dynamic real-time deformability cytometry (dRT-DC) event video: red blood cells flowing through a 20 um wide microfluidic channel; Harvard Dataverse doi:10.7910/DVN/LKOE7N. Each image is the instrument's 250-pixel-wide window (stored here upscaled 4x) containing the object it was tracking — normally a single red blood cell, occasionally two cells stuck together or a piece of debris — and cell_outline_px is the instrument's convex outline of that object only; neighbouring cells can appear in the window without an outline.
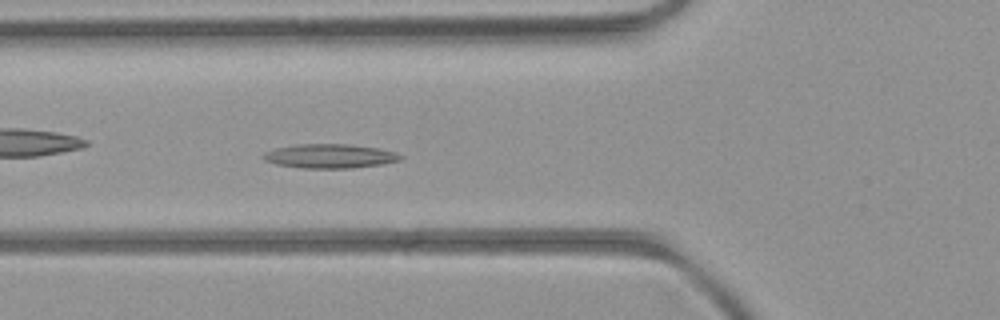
{"species": "common noctule bat (a hibernating species)", "species_latin": "Nyctalus noctula", "temperature_condition": "room temperature", "stored_images_in_passage": 52, "camera_frame_rate_fps": 3000, "um_per_image_px": 0.085, "animal": {"sex": "female", "body_mass_g": 21.9}, "frame": {"image": 1, "passage_image": 18, "time_ms": 5.667, "image_size_px": [1000, 320], "cell_outline_px": [[404, 156], [400, 160], [380, 164], [352, 168], [300, 168], [276, 164], [264, 160], [260, 156], [264, 152], [276, 148], [296, 144], [348, 144], [380, 148], [396, 152]], "centroid_in_image_um": [28.02, 13.26], "position_along_channel_um": 97.8, "area_um2": 19.42}}
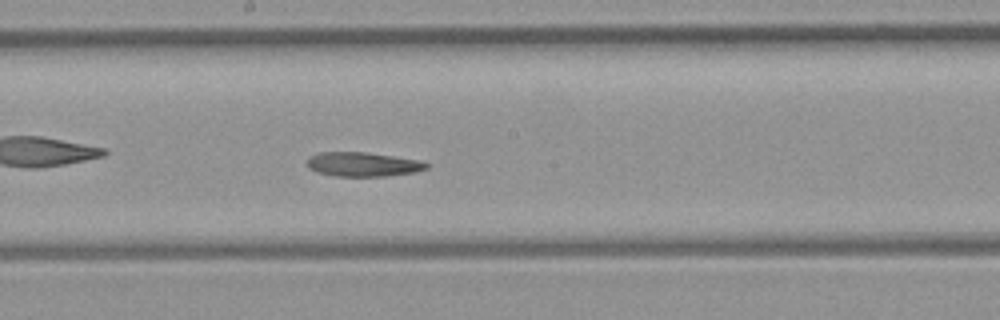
{"frame": {"image": 2, "passage_image": 27, "time_ms": 8.667, "image_size_px": [1000, 320], "cell_outline_px": [[428, 168], [416, 172], [388, 176], [332, 176], [316, 172], [308, 168], [308, 156], [320, 152], [364, 152], [420, 160], [428, 164]], "centroid_in_image_um": [30.83, 13.97], "position_along_channel_um": 217.4, "area_um2": 16.94}}
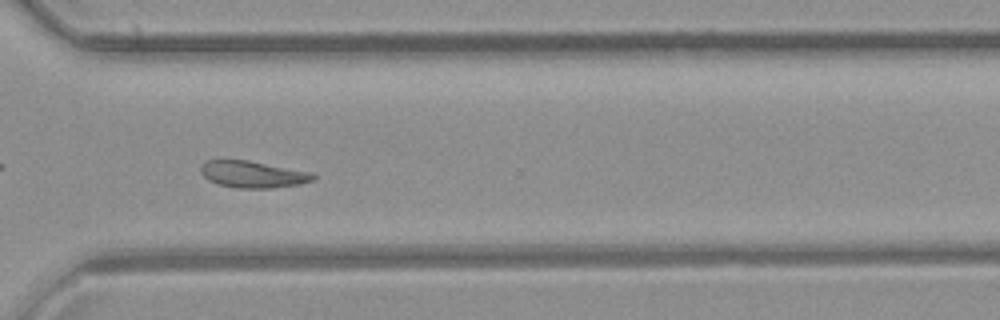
{"frame": {"image": 3, "passage_image": 37, "time_ms": 12.0, "image_size_px": [1000, 320], "cell_outline_px": [[316, 176], [312, 180], [300, 184], [272, 188], [236, 188], [220, 184], [208, 180], [200, 172], [200, 168], [208, 160], [248, 160], [312, 172]], "centroid_in_image_um": [21.51, 14.82], "position_along_channel_um": 349.1, "area_um2": 17.4}}